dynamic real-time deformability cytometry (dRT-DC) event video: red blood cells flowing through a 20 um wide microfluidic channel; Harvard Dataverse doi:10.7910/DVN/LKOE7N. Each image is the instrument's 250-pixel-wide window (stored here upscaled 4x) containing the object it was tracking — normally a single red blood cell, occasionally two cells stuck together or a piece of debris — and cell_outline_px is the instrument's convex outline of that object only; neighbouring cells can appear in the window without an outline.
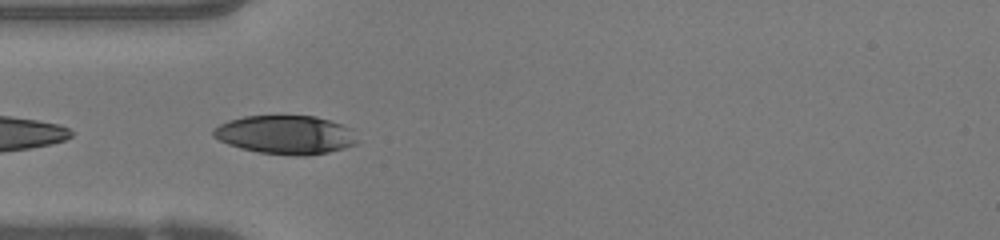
{"species": "human", "species_latin": "Homo sapiens", "temperature_condition": "warm", "stored_images_in_passage": 6, "camera_frame_rate_fps": 3000, "um_per_image_px": 0.085, "donor": {"sex": "female"}, "frame": {"image": 1, "passage_image": 1, "time_ms": 0.0, "image_size_px": [1000, 240], "cell_outline_px": [[360, 140], [356, 144], [344, 148], [328, 152], [304, 156], [296, 156], [260, 152], [240, 148], [228, 144], [212, 136], [212, 128], [228, 120], [244, 116], [316, 116], [352, 128]], "centroid_in_image_um": [24.29, 11.45], "position_along_channel_um": 60.7, "area_um2": 32.6}}
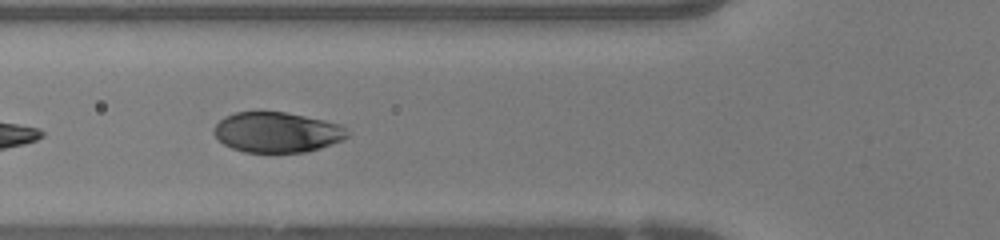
{"frame": {"image": 2, "passage_image": 4, "time_ms": 1.0, "image_size_px": [1000, 240], "cell_outline_px": [[348, 136], [344, 140], [320, 148], [304, 152], [244, 152], [232, 148], [224, 144], [212, 132], [212, 128], [224, 116], [236, 112], [284, 112], [324, 120], [340, 124], [348, 132]], "centroid_in_image_um": [23.53, 11.24], "position_along_channel_um": 102.3, "area_um2": 31.27}}